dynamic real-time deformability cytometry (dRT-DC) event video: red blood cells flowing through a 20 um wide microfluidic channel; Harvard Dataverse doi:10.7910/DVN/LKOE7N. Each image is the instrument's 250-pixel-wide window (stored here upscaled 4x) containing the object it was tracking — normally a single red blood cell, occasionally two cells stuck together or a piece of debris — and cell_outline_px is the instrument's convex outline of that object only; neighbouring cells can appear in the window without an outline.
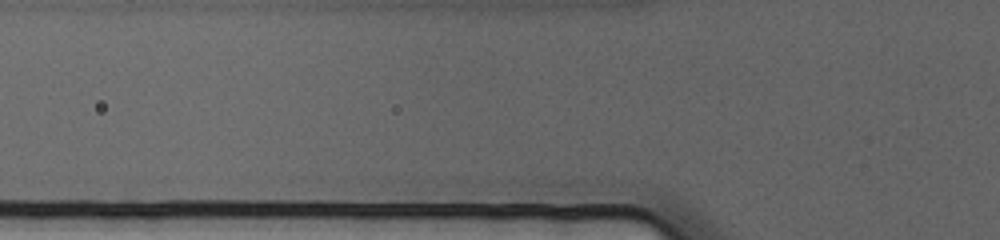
{"species": "human", "species_latin": "Homo sapiens", "temperature_condition": "cold", "stored_images_in_passage": 4, "camera_frame_rate_fps": 3000, "um_per_image_px": 0.085, "donor": {"sex": "female"}, "frame": {"image": 1, "passage_image": 2, "time_ms": 0.333, "image_size_px": [1000, 240], "cell_outline_px": [[632, 208], [548, 208], [436, 184], [448, 180], [572, 180], [612, 184]], "centroid_in_image_um": [46.52, 16.37], "position_along_channel_um": 79.3, "area_um2": 26.88}}